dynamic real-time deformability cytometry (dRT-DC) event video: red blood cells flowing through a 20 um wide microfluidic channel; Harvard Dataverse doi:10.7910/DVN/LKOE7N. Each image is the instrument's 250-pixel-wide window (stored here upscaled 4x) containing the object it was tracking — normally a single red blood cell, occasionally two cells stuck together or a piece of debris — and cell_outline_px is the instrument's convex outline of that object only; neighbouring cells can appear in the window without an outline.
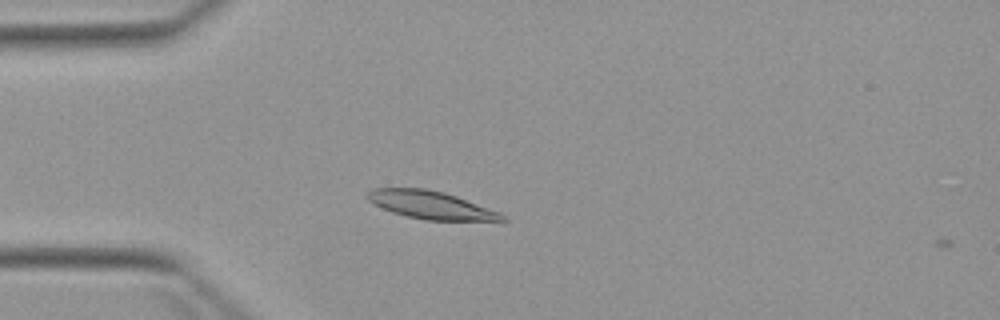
{"species": "Egyptian fruit bat (a non-hibernating species)", "species_latin": "Rousettus aegyptiacus", "temperature_condition": "warm", "stored_images_in_passage": 5, "camera_frame_rate_fps": 3000, "um_per_image_px": 0.085, "animal": {"sex": "female"}, "frame": {"image": 1, "passage_image": 4, "time_ms": 3.333, "image_size_px": [1000, 320], "cell_outline_px": [[508, 220], [424, 220], [392, 212], [372, 204], [364, 196], [368, 192], [376, 188], [424, 188], [444, 192], [456, 196], [500, 212]], "centroid_in_image_um": [36.57, 17.42], "position_along_channel_um": 48.4, "area_um2": 21.68}}